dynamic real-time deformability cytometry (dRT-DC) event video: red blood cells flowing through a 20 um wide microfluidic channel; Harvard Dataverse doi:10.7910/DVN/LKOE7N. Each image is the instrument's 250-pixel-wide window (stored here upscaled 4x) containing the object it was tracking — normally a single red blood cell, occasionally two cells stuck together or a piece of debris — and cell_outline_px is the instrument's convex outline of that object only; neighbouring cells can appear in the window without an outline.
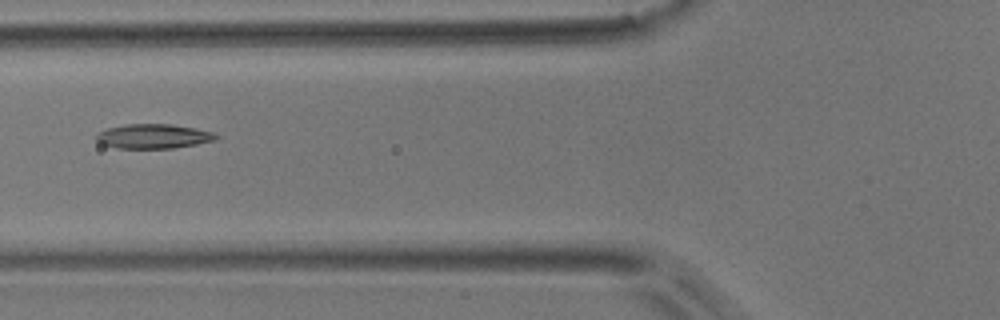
{"species": "common noctule bat (a hibernating species)", "species_latin": "Nyctalus noctula", "temperature_condition": "room temperature", "stored_images_in_passage": 6, "camera_frame_rate_fps": 3000, "um_per_image_px": 0.085, "animal": {"sex": "male", "body_mass_g": 17.9}, "frame": {"image": 1, "passage_image": 6, "time_ms": 6.333, "image_size_px": [1000, 320], "cell_outline_px": [[220, 136], [216, 140], [196, 144], [172, 148], [116, 148], [104, 144], [96, 140], [96, 132], [108, 128], [124, 124], [172, 124], [196, 128], [212, 132]], "centroid_in_image_um": [13.04, 11.57], "position_along_channel_um": 112.8, "area_um2": 17.11}}